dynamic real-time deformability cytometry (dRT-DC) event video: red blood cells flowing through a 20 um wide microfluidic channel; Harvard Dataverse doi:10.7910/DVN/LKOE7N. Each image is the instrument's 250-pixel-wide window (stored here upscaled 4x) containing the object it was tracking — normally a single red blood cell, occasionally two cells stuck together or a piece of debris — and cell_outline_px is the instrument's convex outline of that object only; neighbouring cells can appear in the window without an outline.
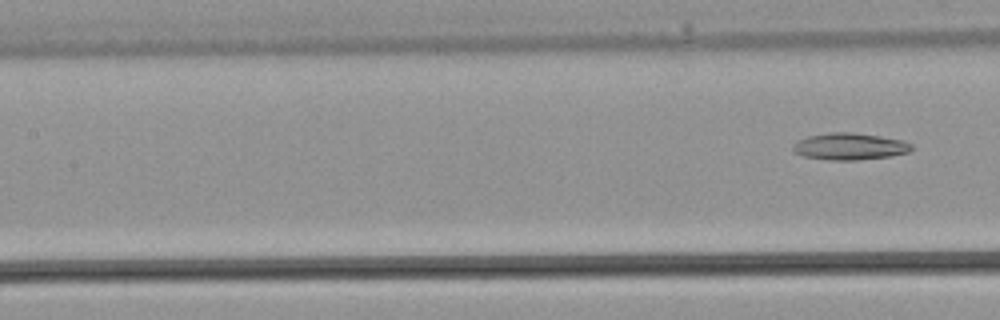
{"species": "common noctule bat (a hibernating species)", "species_latin": "Nyctalus noctula", "temperature_condition": "warm", "stored_images_in_passage": 17, "segment_of_instrument_passage": [2, 2], "camera_frame_rate_fps": 3000, "um_per_image_px": 0.085, "animal": {"sex": "male", "body_mass_g": 21.5, "forearm_length_mm": 52.0}, "frame": {"image": 1, "passage_image": 17, "time_ms": 5.333, "image_size_px": [1000, 320], "cell_outline_px": [[912, 148], [908, 152], [892, 156], [856, 160], [828, 160], [804, 156], [796, 152], [792, 148], [792, 144], [796, 140], [808, 136], [832, 132], [852, 132], [880, 136], [904, 140], [912, 144]], "centroid_in_image_um": [72.22, 12.44], "position_along_channel_um": 135.2, "area_um2": 18.61}}